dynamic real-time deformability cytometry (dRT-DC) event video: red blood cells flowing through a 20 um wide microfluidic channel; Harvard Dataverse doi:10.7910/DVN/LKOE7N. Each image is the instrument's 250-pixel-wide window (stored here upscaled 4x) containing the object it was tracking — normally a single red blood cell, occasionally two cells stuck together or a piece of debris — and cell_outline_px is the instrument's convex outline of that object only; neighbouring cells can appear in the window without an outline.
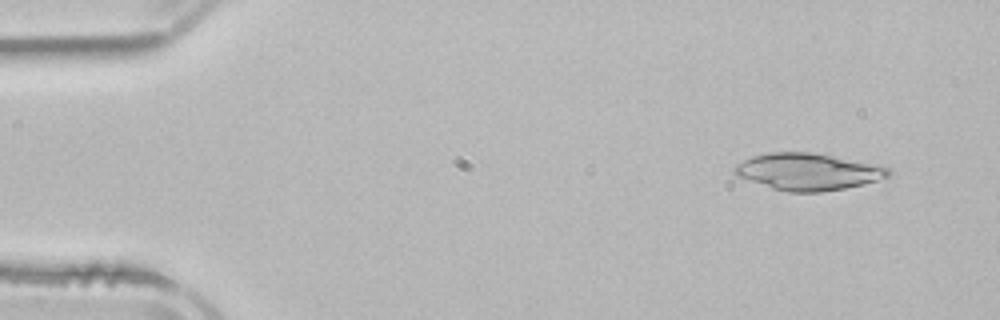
{"species": "common noctule bat (a hibernating species)", "species_latin": "Nyctalus noctula", "temperature_condition": "room temperature", "stored_images_in_passage": 2, "camera_frame_rate_fps": 3000, "um_per_image_px": 0.085, "animal": {"sex": "male", "body_mass_g": 21.5, "forearm_length_mm": 52.0}, "frame": {"image": 1, "passage_image": 1, "time_ms": 0.0, "image_size_px": [1000, 320], "cell_outline_px": [[892, 172], [888, 176], [864, 184], [844, 188], [820, 192], [788, 192], [772, 188], [736, 176], [732, 172], [732, 168], [736, 164], [752, 156], [768, 152], [812, 152], [884, 164]], "centroid_in_image_um": [68.7, 14.57], "position_along_channel_um": 16.3, "area_um2": 33.47}}